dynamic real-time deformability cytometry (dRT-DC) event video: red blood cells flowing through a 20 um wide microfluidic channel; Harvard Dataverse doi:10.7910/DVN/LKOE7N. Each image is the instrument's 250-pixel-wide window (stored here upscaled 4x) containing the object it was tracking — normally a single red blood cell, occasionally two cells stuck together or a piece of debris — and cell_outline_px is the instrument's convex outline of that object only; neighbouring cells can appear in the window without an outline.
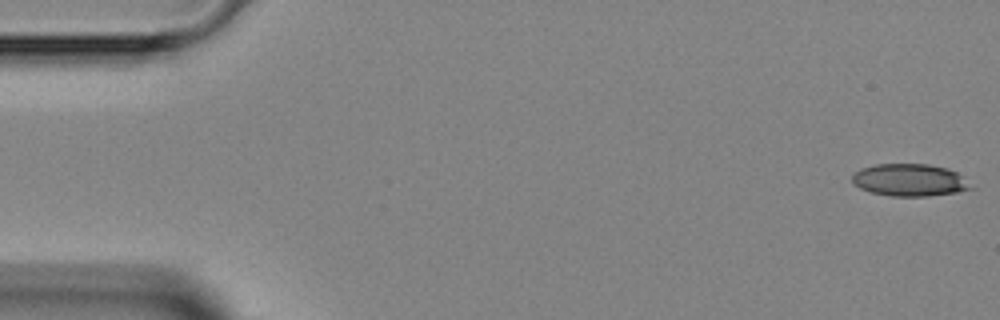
{"species": "Egyptian fruit bat (a non-hibernating species)", "species_latin": "Rousettus aegyptiacus", "temperature_condition": "room temperature", "stored_images_in_passage": 17, "camera_frame_rate_fps": 3000, "um_per_image_px": 0.085, "animal": {"sex": "female"}, "frame": {"image": 1, "passage_image": 1, "time_ms": 0.0, "image_size_px": [1000, 320], "cell_outline_px": [[972, 188], [956, 192], [928, 196], [892, 196], [872, 192], [860, 188], [852, 184], [852, 176], [860, 168], [876, 164], [928, 164], [948, 168], [956, 172]], "centroid_in_image_um": [77.26, 15.3], "position_along_channel_um": 7.7, "area_um2": 22.08}}
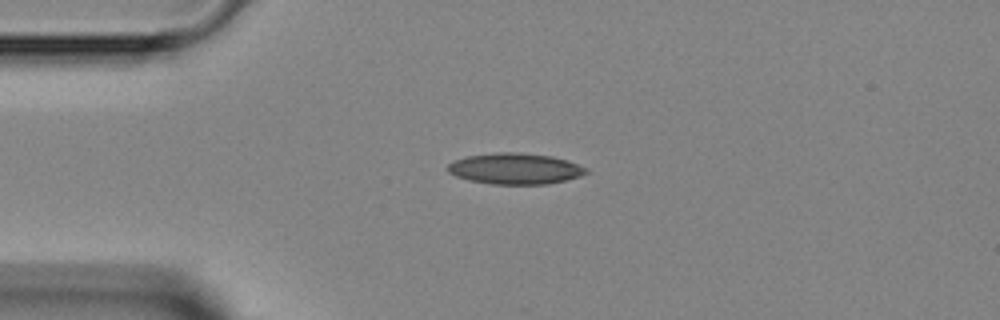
{"frame": {"image": 2, "passage_image": 11, "time_ms": 3.333, "image_size_px": [1000, 320], "cell_outline_px": [[588, 172], [580, 176], [548, 184], [492, 184], [468, 180], [456, 176], [448, 172], [448, 164], [456, 160], [468, 156], [496, 152], [516, 152], [552, 156], [588, 168]], "centroid_in_image_um": [43.77, 14.34], "position_along_channel_um": 41.2, "area_um2": 24.8}}
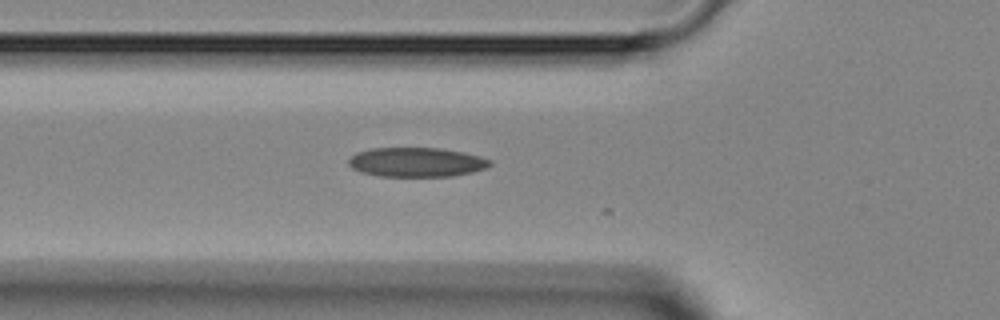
{"frame": {"image": 3, "passage_image": 16, "time_ms": 5.0, "image_size_px": [1000, 320], "cell_outline_px": [[492, 164], [484, 168], [472, 172], [452, 176], [380, 176], [360, 172], [352, 168], [348, 164], [348, 160], [356, 152], [372, 148], [440, 148], [464, 152], [480, 156], [492, 160]], "centroid_in_image_um": [35.4, 13.78], "position_along_channel_um": 90.4, "area_um2": 24.22}}